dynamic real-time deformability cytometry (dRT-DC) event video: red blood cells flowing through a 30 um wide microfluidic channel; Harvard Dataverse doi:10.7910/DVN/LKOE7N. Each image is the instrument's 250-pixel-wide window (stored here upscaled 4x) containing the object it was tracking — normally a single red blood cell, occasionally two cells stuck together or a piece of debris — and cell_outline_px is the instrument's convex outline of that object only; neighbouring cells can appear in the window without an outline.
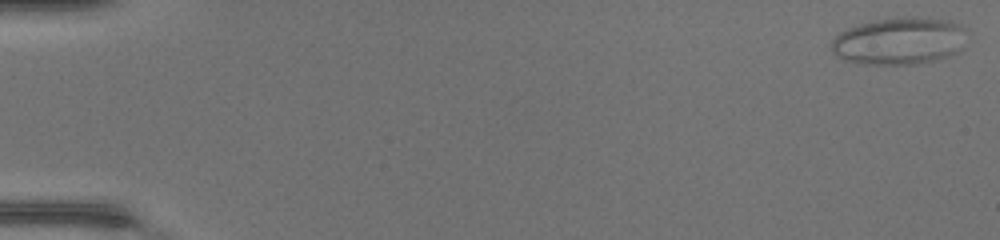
{"species": "common noctule bat (a hibernating species)", "species_latin": "Nyctalus noctula", "temperature_condition": "warm", "stored_images_in_passage": 47, "camera_frame_rate_fps": 3000, "um_per_image_px": 0.085, "animal": {"sex": "female", "body_mass_g": 17.0, "forearm_length_mm": 48.0}, "frame": {"image": 1, "passage_image": 1, "time_ms": 0.0, "image_size_px": [1000, 240], "cell_outline_px": [[968, 28], [960, 48], [956, 52], [948, 56], [916, 64], [868, 64], [844, 60], [836, 56], [832, 52], [832, 40], [840, 32], [848, 28], [860, 24], [876, 20], [904, 16], [916, 16], [952, 20]], "centroid_in_image_um": [76.46, 3.46], "position_along_channel_um": 8.5, "area_um2": 37.4}}
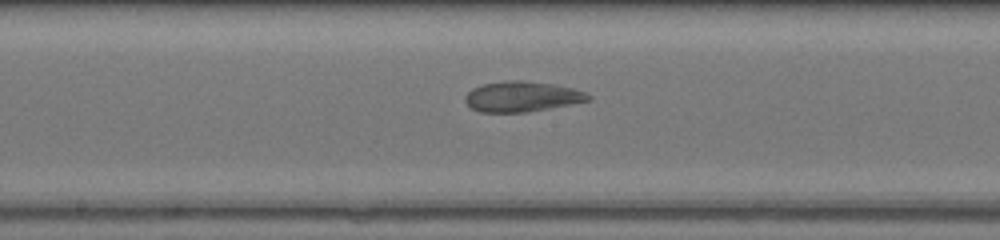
{"frame": {"image": 2, "passage_image": 26, "time_ms": 8.333, "image_size_px": [1000, 240], "cell_outline_px": [[592, 100], [572, 104], [528, 112], [480, 112], [472, 108], [464, 100], [464, 96], [472, 88], [484, 84], [504, 80], [520, 80], [556, 84], [588, 92], [592, 96]], "centroid_in_image_um": [44.41, 8.2], "position_along_channel_um": 203.8, "area_um2": 22.02}}
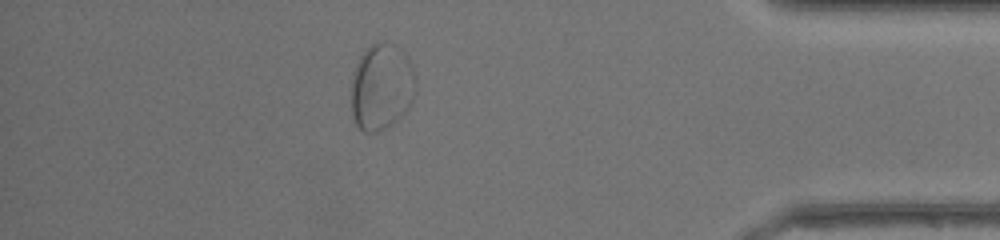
{"frame": {"image": 3, "passage_image": 42, "time_ms": 13.667, "image_size_px": [1000, 240], "cell_outline_px": [[416, 92], [408, 108], [392, 124], [376, 132], [364, 132], [356, 124], [352, 116], [352, 72], [360, 56], [372, 44], [384, 40], [396, 44], [408, 56], [412, 64], [416, 76]], "centroid_in_image_um": [32.46, 7.34], "position_along_channel_um": 402.7, "area_um2": 32.89}}